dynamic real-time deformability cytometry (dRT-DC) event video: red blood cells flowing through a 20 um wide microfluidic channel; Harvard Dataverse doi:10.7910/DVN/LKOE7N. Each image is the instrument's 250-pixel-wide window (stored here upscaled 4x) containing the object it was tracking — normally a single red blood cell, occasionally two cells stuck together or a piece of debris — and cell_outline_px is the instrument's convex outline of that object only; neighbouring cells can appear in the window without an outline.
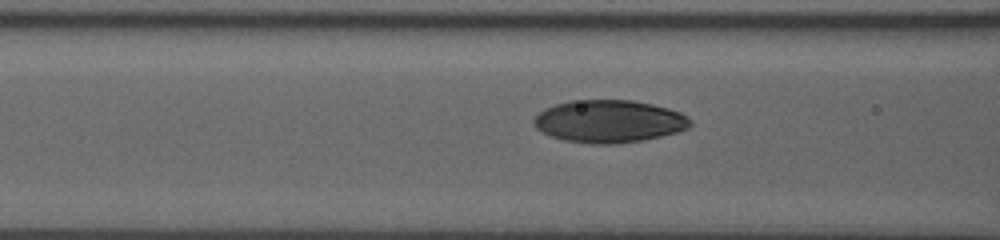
{"species": "human", "species_latin": "Homo sapiens", "temperature_condition": "room temperature", "stored_images_in_passage": 10, "segment_of_instrument_passage": [2, 2], "camera_frame_rate_fps": 3000, "um_per_image_px": 0.085, "donor": {"sex": "male"}, "frame": {"image": 1, "passage_image": 10, "time_ms": 8.333, "image_size_px": [1000, 240], "cell_outline_px": [[692, 124], [688, 128], [676, 132], [644, 140], [612, 144], [588, 144], [564, 140], [552, 136], [536, 128], [532, 120], [544, 108], [568, 100], [632, 100], [652, 104], [668, 108], [680, 112], [688, 116], [692, 120]], "centroid_in_image_um": [51.78, 10.31], "position_along_channel_um": 114.8, "area_um2": 38.9}}